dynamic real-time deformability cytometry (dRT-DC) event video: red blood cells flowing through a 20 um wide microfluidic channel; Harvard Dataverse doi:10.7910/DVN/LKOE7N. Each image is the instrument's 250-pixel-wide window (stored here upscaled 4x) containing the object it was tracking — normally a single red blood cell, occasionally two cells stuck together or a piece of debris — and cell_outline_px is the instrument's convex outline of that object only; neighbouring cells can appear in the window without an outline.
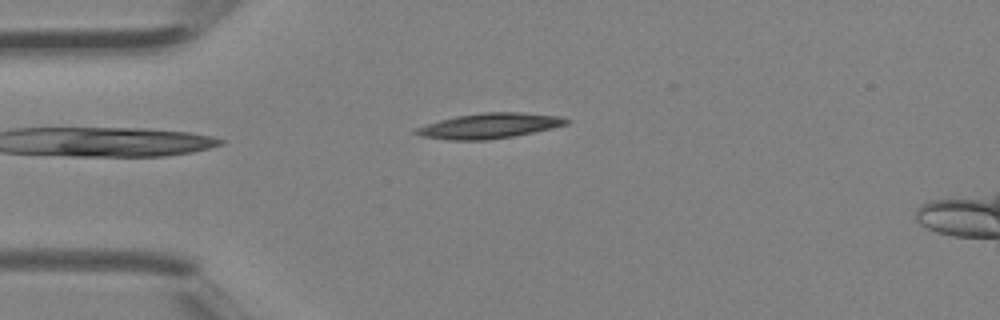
{"species": "Egyptian fruit bat (a non-hibernating species)", "species_latin": "Rousettus aegyptiacus", "temperature_condition": "room temperature", "stored_images_in_passage": 2, "camera_frame_rate_fps": 3000, "um_per_image_px": 0.085, "animal": {"sex": "female"}, "frame": {"image": 1, "passage_image": 2, "time_ms": 0.333, "image_size_px": [1000, 320], "cell_outline_px": [[572, 120], [568, 124], [552, 128], [512, 136], [488, 140], [448, 140], [424, 136], [412, 132], [416, 128], [440, 120], [456, 116], [484, 112], [520, 112], [560, 116]], "centroid_in_image_um": [41.63, 10.69], "position_along_channel_um": 43.4, "area_um2": 21.91}}